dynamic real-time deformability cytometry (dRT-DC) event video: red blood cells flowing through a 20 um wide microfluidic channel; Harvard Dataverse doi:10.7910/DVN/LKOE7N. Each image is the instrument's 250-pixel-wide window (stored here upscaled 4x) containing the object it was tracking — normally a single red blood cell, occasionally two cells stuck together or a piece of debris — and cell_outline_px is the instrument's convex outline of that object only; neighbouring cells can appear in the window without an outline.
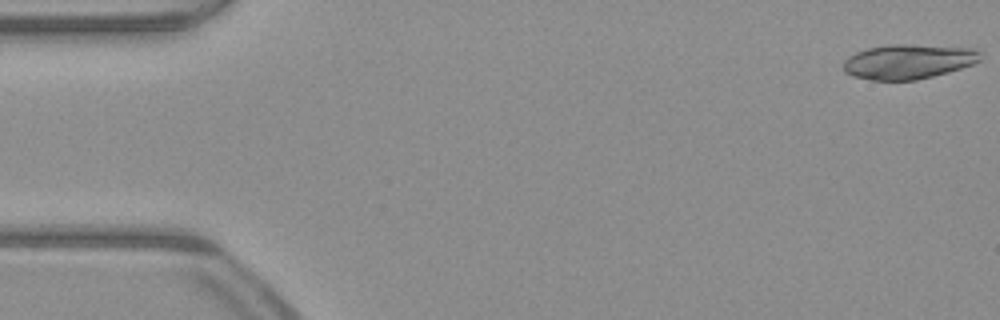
{"species": "common noctule bat (a hibernating species)", "species_latin": "Nyctalus noctula", "temperature_condition": "warm", "stored_images_in_passage": 51, "camera_frame_rate_fps": 3000, "um_per_image_px": 0.085, "animal": {"sex": "male", "body_mass_g": 23.1, "forearm_length_mm": 52.7}, "frame": {"image": 1, "passage_image": 1, "time_ms": 0.0, "image_size_px": [1000, 320], "cell_outline_px": [[980, 60], [972, 64], [948, 72], [916, 80], [872, 80], [852, 76], [844, 72], [844, 60], [848, 56], [856, 52], [868, 48], [888, 44], [908, 44], [976, 48], [980, 52]], "centroid_in_image_um": [77.19, 5.23], "position_along_channel_um": 7.8, "area_um2": 27.74}}
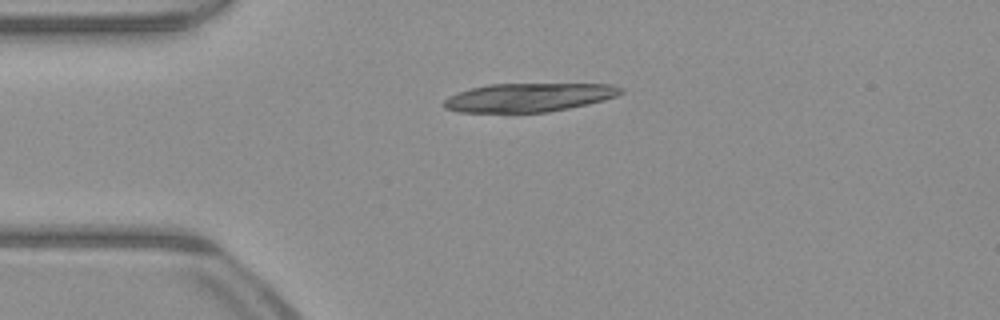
{"frame": {"image": 2, "passage_image": 12, "time_ms": 3.667, "image_size_px": [1000, 320], "cell_outline_px": [[624, 92], [616, 96], [604, 100], [588, 104], [548, 112], [460, 112], [444, 108], [444, 100], [448, 96], [468, 88], [488, 84], [612, 84], [624, 88]], "centroid_in_image_um": [44.95, 8.27], "position_along_channel_um": 40.1, "area_um2": 29.59}}